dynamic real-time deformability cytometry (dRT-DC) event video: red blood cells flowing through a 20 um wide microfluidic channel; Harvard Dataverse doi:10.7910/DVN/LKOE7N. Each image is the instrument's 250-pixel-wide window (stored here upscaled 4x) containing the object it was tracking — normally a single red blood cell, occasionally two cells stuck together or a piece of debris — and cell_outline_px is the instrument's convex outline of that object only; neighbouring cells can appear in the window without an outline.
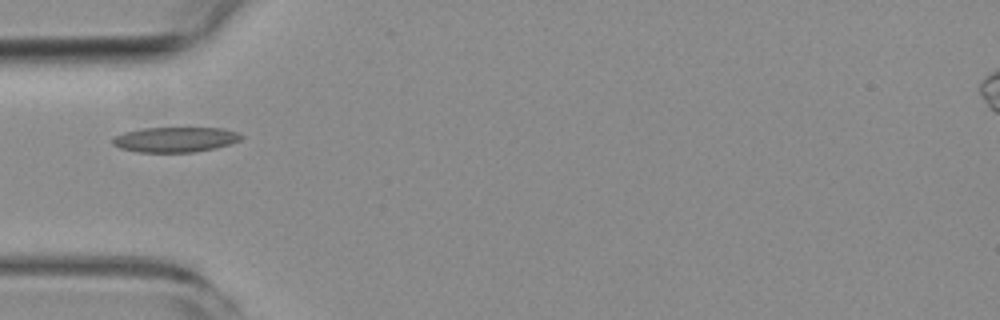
{"species": "common noctule bat (a hibernating species)", "species_latin": "Nyctalus noctula", "temperature_condition": "room temperature", "stored_images_in_passage": 6, "camera_frame_rate_fps": 3000, "um_per_image_px": 0.085, "animal": {"sex": "female", "body_mass_g": 19.3, "forearm_length_mm": 54.1}, "frame": {"image": 1, "passage_image": 3, "time_ms": 4.333, "image_size_px": [1000, 320], "cell_outline_px": [[244, 136], [240, 140], [216, 148], [192, 152], [140, 152], [120, 148], [112, 144], [112, 140], [116, 136], [124, 132], [144, 128], [220, 128], [236, 132]], "centroid_in_image_um": [14.89, 11.86], "position_along_channel_um": 70.1, "area_um2": 18.61}}
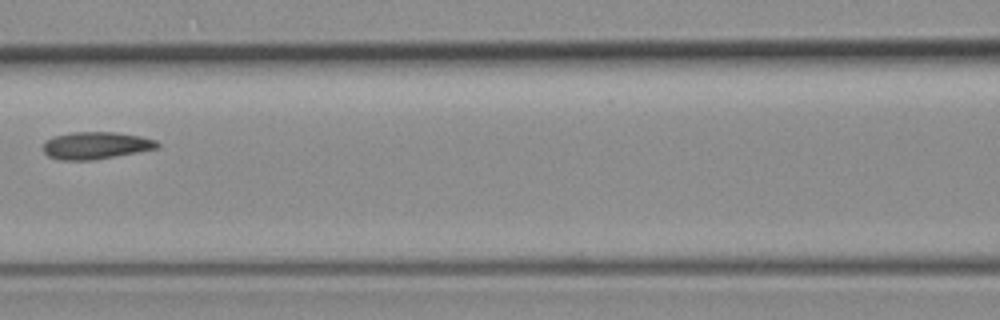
{"frame": {"image": 2, "passage_image": 5, "time_ms": 6.667, "image_size_px": [1000, 320], "cell_outline_px": [[160, 144], [156, 148], [116, 156], [92, 160], [60, 160], [48, 156], [44, 152], [44, 140], [52, 136], [72, 132], [112, 132], [140, 136], [156, 140]], "centroid_in_image_um": [8.1, 12.36], "position_along_channel_um": 158.5, "area_um2": 18.03}}
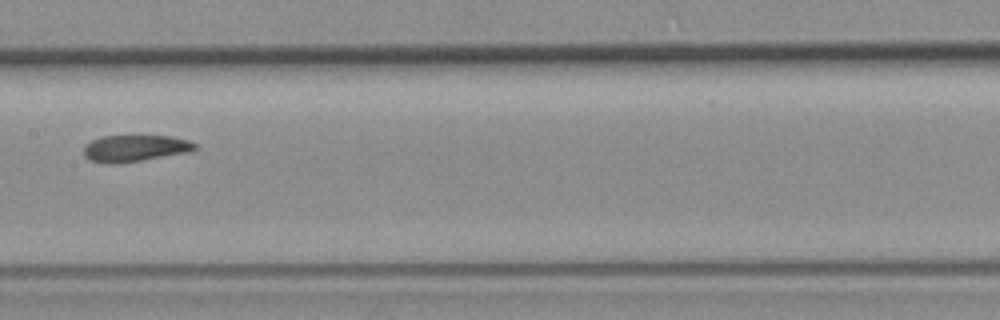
{"frame": {"image": 3, "passage_image": 6, "time_ms": 7.667, "image_size_px": [1000, 320], "cell_outline_px": [[196, 148], [188, 152], [116, 164], [108, 164], [88, 160], [84, 156], [84, 148], [92, 140], [100, 136], [168, 136], [188, 140], [196, 144]], "centroid_in_image_um": [11.43, 12.61], "position_along_channel_um": 196.0, "area_um2": 17.05}}